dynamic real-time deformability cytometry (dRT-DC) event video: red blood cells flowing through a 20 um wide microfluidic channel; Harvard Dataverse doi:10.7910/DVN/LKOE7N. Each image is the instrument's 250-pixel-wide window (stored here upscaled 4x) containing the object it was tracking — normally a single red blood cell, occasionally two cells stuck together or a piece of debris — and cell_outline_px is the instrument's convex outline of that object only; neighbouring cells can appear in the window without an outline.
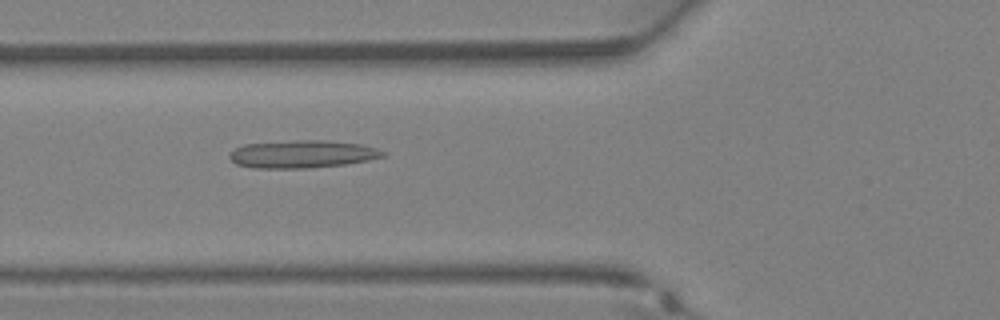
{"species": "Egyptian fruit bat (a non-hibernating species)", "species_latin": "Rousettus aegyptiacus", "temperature_condition": "warm", "stored_images_in_passage": 14, "camera_frame_rate_fps": 3000, "um_per_image_px": 0.085, "animal": {"sex": "female"}, "frame": {"image": 1, "passage_image": 14, "time_ms": 4.333, "image_size_px": [1000, 320], "cell_outline_px": [[388, 156], [368, 160], [344, 164], [308, 168], [252, 168], [236, 164], [228, 156], [236, 148], [244, 144], [296, 140], [324, 140], [360, 144], [376, 148], [388, 152]], "centroid_in_image_um": [25.73, 13.1], "position_along_channel_um": 100.1, "area_um2": 24.8}}